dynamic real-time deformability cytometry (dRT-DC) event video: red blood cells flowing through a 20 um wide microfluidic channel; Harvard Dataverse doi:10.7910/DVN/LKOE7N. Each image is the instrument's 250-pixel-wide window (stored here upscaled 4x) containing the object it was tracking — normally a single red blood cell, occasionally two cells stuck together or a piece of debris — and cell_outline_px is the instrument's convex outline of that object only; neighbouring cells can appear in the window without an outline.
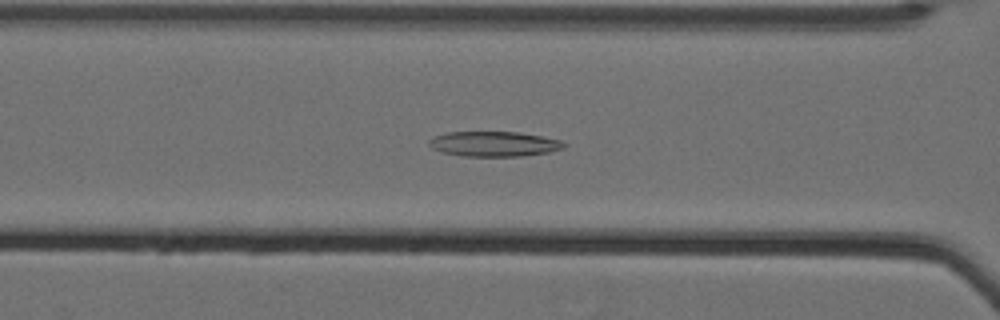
{"species": "Egyptian fruit bat (a non-hibernating species)", "species_latin": "Rousettus aegyptiacus", "temperature_condition": "cold", "stored_images_in_passage": 42, "camera_frame_rate_fps": 3000, "um_per_image_px": 0.085, "animal": {"sex": "female"}, "frame": {"image": 1, "passage_image": 9, "time_ms": 2.667, "image_size_px": [1000, 320], "cell_outline_px": [[568, 144], [564, 148], [548, 152], [520, 156], [464, 156], [444, 152], [432, 148], [428, 144], [428, 140], [432, 136], [448, 132], [516, 132], [540, 136], [560, 140]], "centroid_in_image_um": [41.97, 12.23], "position_along_channel_um": 124.6, "area_um2": 19.59}}
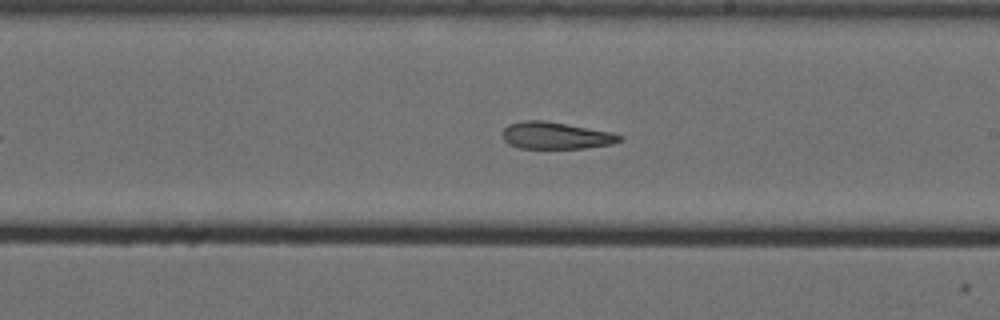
{"frame": {"image": 2, "passage_image": 19, "time_ms": 6.0, "image_size_px": [1000, 320], "cell_outline_px": [[624, 136], [620, 140], [612, 144], [584, 148], [520, 148], [508, 144], [504, 140], [504, 128], [508, 124], [524, 120], [544, 120], [612, 132]], "centroid_in_image_um": [47.24, 11.52], "position_along_channel_um": 241.8, "area_um2": 18.32}}
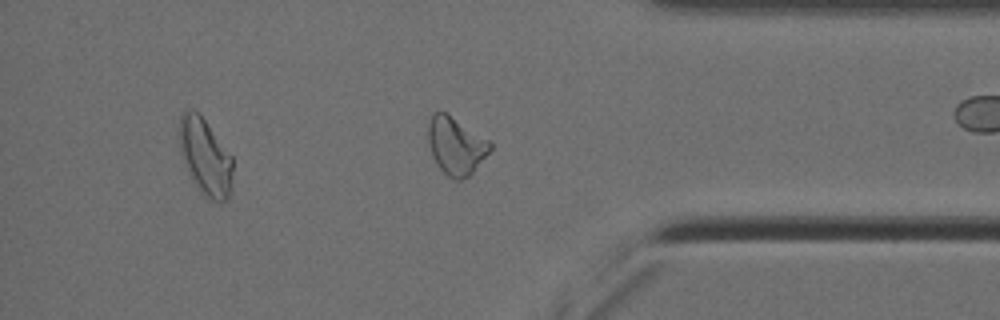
{"frame": {"image": 3, "passage_image": 33, "time_ms": 10.667, "image_size_px": [1000, 320], "cell_outline_px": [[492, 148], [472, 172], [468, 176], [460, 180], [456, 180], [448, 176], [436, 164], [432, 156], [428, 144], [428, 120], [432, 112], [444, 112], [492, 140]], "centroid_in_image_um": [38.75, 12.37], "position_along_channel_um": 396.5, "area_um2": 20.87}, "authors_computed_cell_mechanics": {"area_um2": 19.941, "velocity_mm_per_s": 3.5071, "shape_relaxation_time_tau1_ms": null, "shape_relaxation_time_tau2_ms": 6.3832, "deformation_change_tau1": null, "deformation_change_tau2": 0.1653}}